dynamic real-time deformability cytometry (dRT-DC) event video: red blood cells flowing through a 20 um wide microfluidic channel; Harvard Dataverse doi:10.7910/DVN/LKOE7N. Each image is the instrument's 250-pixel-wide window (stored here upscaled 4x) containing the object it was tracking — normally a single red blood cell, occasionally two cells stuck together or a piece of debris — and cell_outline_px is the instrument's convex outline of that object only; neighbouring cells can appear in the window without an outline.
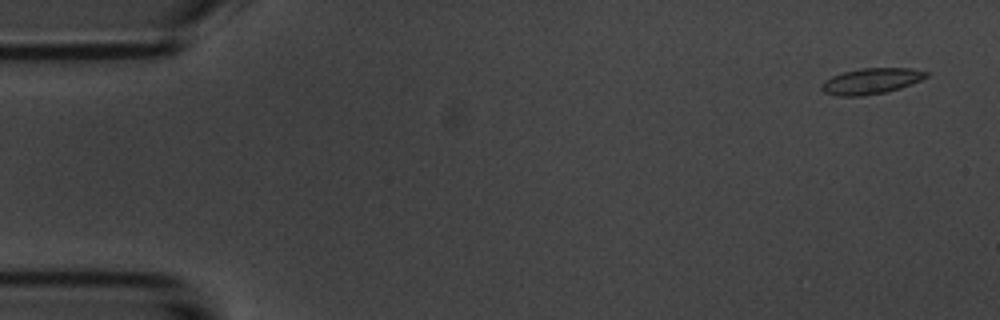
{"species": "common noctule bat (a hibernating species)", "species_latin": "Nyctalus noctula", "temperature_condition": "room temperature", "stored_images_in_passage": 5, "segment_of_instrument_passage": [2, 2], "camera_frame_rate_fps": 3000, "um_per_image_px": 0.085, "animal": {"sex": "male", "body_mass_g": 20.1, "forearm_length_mm": 53.5}, "frame": {"image": 1, "passage_image": 5, "time_ms": 5.667, "image_size_px": [1000, 320], "cell_outline_px": [[928, 76], [920, 80], [900, 88], [884, 92], [864, 96], [836, 96], [824, 92], [820, 88], [820, 84], [824, 80], [832, 76], [844, 72], [860, 68], [912, 68], [928, 72]], "centroid_in_image_um": [74.01, 6.89], "position_along_channel_um": 11.0, "area_um2": 15.78}}